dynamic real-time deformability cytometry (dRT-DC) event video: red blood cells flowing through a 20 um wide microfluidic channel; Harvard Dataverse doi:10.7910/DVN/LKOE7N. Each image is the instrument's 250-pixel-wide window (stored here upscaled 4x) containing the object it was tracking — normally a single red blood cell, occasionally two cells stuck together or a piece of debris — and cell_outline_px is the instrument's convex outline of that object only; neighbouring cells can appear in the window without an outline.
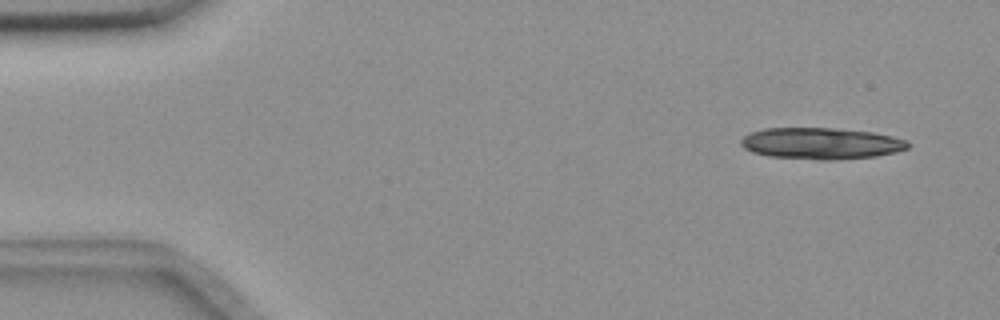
{"species": "common noctule bat (a hibernating species)", "species_latin": "Nyctalus noctula", "temperature_condition": "room temperature", "stored_images_in_passage": 24, "segment_of_instrument_passage": [1, 2], "camera_frame_rate_fps": 3000, "um_per_image_px": 0.085, "animal": {"sex": "female", "body_mass_g": 18.4}, "frame": {"image": 1, "passage_image": 1, "time_ms": 0.0, "image_size_px": [1000, 320], "cell_outline_px": [[908, 148], [896, 152], [876, 156], [832, 160], [824, 160], [768, 156], [752, 152], [744, 148], [740, 144], [740, 140], [744, 136], [752, 132], [764, 128], [832, 128], [872, 132], [892, 136], [908, 140]], "centroid_in_image_um": [69.79, 12.19], "position_along_channel_um": 15.2, "area_um2": 30.58}}